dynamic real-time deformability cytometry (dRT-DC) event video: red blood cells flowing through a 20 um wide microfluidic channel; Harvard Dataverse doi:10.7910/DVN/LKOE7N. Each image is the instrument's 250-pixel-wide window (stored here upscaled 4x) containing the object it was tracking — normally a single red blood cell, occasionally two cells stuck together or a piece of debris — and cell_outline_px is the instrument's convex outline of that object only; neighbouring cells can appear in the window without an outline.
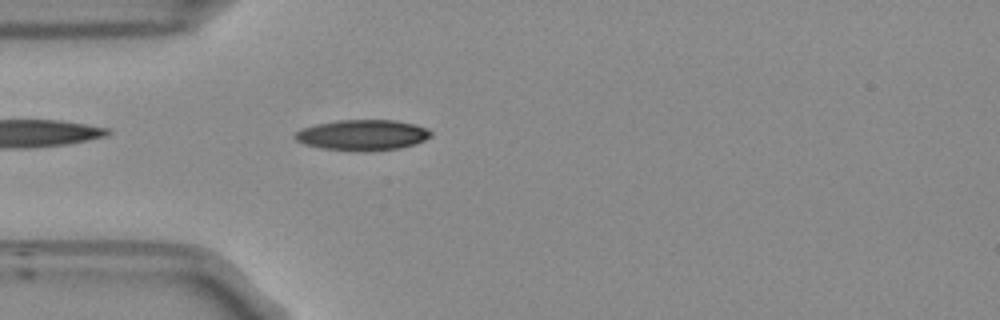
{"species": "Egyptian fruit bat (a non-hibernating species)", "species_latin": "Rousettus aegyptiacus", "temperature_condition": "room temperature", "stored_images_in_passage": 36, "camera_frame_rate_fps": 3000, "um_per_image_px": 0.085, "frame": {"image": 1, "passage_image": 4, "time_ms": 1.0, "image_size_px": [1000, 320], "cell_outline_px": [[432, 136], [424, 140], [400, 148], [364, 152], [320, 148], [304, 144], [296, 140], [292, 136], [300, 128], [316, 124], [336, 120], [396, 120], [416, 124], [428, 128], [432, 132]], "centroid_in_image_um": [30.8, 11.47], "position_along_channel_um": 54.2, "area_um2": 24.57}}
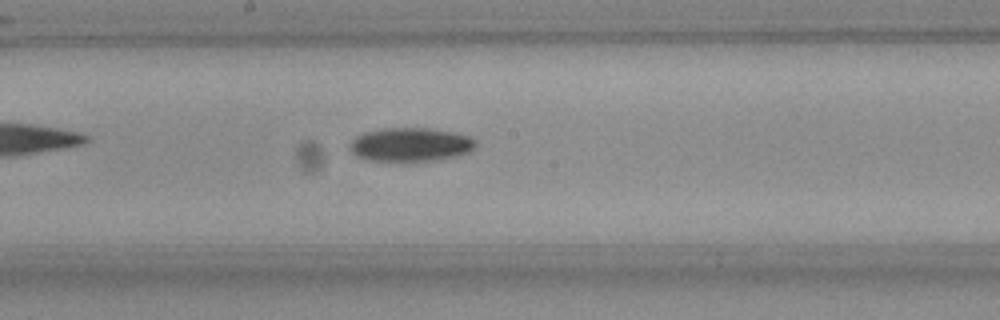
{"frame": {"image": 2, "passage_image": 17, "time_ms": 5.333, "image_size_px": [1000, 320], "cell_outline_px": [[476, 144], [468, 152], [436, 160], [368, 160], [356, 156], [352, 152], [352, 140], [356, 136], [364, 132], [384, 128], [428, 128], [452, 132], [468, 136], [476, 140]], "centroid_in_image_um": [34.88, 12.27], "position_along_channel_um": 213.3, "area_um2": 24.16}}
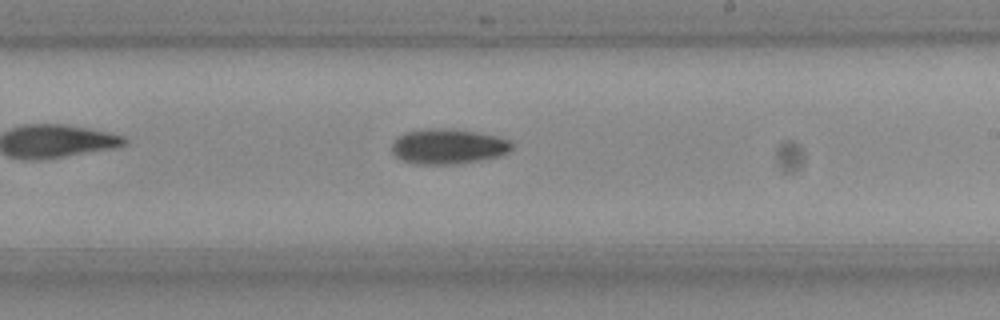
{"frame": {"image": 3, "passage_image": 20, "time_ms": 6.333, "image_size_px": [1000, 320], "cell_outline_px": [[512, 148], [508, 152], [496, 156], [480, 160], [456, 164], [416, 164], [400, 160], [392, 152], [392, 144], [404, 132], [432, 128], [448, 128], [496, 136], [508, 140], [512, 144]], "centroid_in_image_um": [38.05, 12.45], "position_along_channel_um": 250.9, "area_um2": 24.28}, "authors_computed_cell_mechanics": {"area_um2": 23.4668, "velocity_mm_per_s": 3.7712, "shape_relaxation_time_tau1_ms": 8.3843, "shape_relaxation_time_tau2_ms": null, "deformation_change_tau1": 0.1665, "deformation_change_tau2": null}}